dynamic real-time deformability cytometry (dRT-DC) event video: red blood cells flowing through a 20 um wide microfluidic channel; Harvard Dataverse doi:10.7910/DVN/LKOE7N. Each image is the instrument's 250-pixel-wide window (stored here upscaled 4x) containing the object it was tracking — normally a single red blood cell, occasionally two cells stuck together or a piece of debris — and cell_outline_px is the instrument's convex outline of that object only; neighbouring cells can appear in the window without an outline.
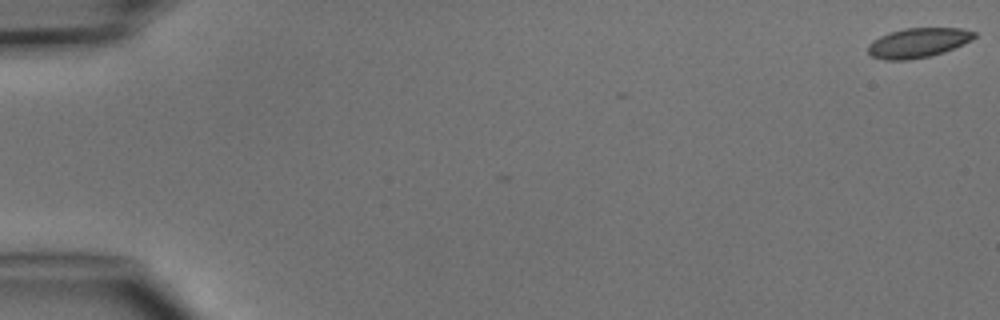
{"species": "common noctule bat (a hibernating species)", "species_latin": "Nyctalus noctula", "temperature_condition": "cold", "stored_images_in_passage": 5, "camera_frame_rate_fps": 3000, "um_per_image_px": 0.085, "animal": {"sex": "male", "body_mass_g": 15.6}, "frame": {"image": 1, "passage_image": 1, "time_ms": 0.0, "image_size_px": [1000, 320], "cell_outline_px": [[976, 36], [972, 40], [964, 44], [944, 52], [928, 56], [908, 60], [884, 60], [872, 56], [868, 52], [868, 44], [872, 40], [888, 32], [904, 28], [964, 28], [976, 32]], "centroid_in_image_um": [78.04, 3.63], "position_along_channel_um": 7.0, "area_um2": 18.5}}
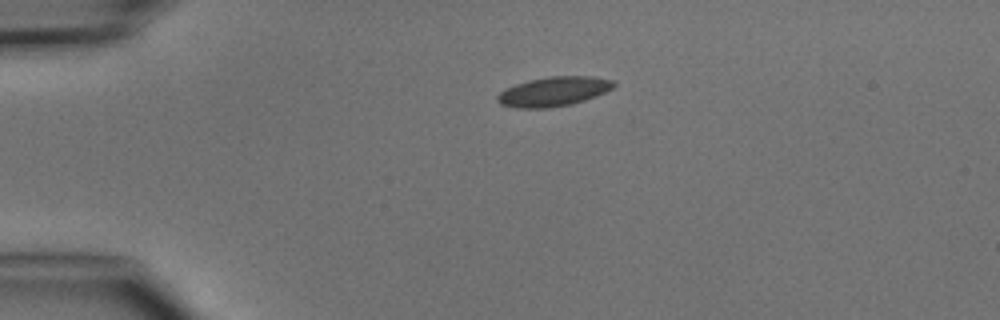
{"frame": {"image": 2, "passage_image": 4, "time_ms": 3.667, "image_size_px": [1000, 320], "cell_outline_px": [[616, 84], [612, 88], [596, 96], [572, 104], [548, 108], [520, 108], [500, 104], [496, 100], [496, 96], [504, 88], [528, 80], [548, 76], [592, 76], [612, 80]], "centroid_in_image_um": [47.03, 7.77], "position_along_channel_um": 38.0, "area_um2": 20.0}}